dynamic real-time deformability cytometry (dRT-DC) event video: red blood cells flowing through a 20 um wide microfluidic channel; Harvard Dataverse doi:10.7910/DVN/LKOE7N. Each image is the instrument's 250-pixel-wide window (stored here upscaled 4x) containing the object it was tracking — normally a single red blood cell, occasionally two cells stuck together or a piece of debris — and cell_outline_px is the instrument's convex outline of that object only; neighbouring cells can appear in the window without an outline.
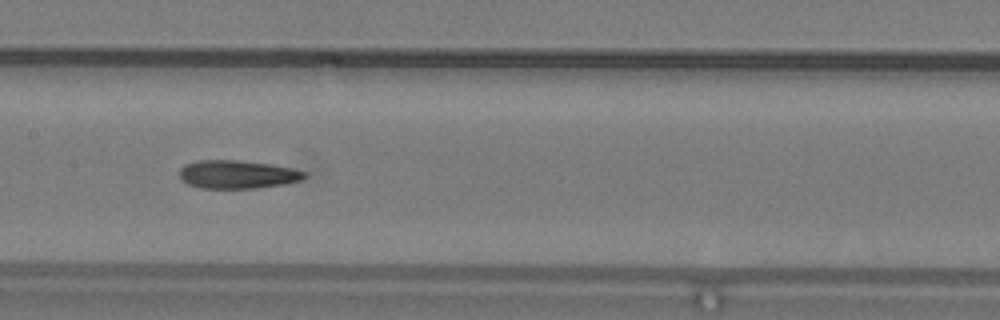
{"species": "common noctule bat (a hibernating species)", "species_latin": "Nyctalus noctula", "temperature_condition": "warm", "stored_images_in_passage": 35, "camera_frame_rate_fps": 3000, "um_per_image_px": 0.085, "animal": {"sex": "male", "body_mass_g": 19.2, "forearm_length_mm": 51.8}, "frame": {"image": 1, "passage_image": 11, "time_ms": 3.333, "image_size_px": [1000, 320], "cell_outline_px": [[308, 176], [300, 180], [284, 184], [256, 188], [200, 188], [188, 184], [180, 180], [180, 168], [184, 164], [196, 160], [236, 160], [268, 164], [292, 168], [308, 172]], "centroid_in_image_um": [20.16, 14.82], "position_along_channel_um": 187.2, "area_um2": 20.69}}
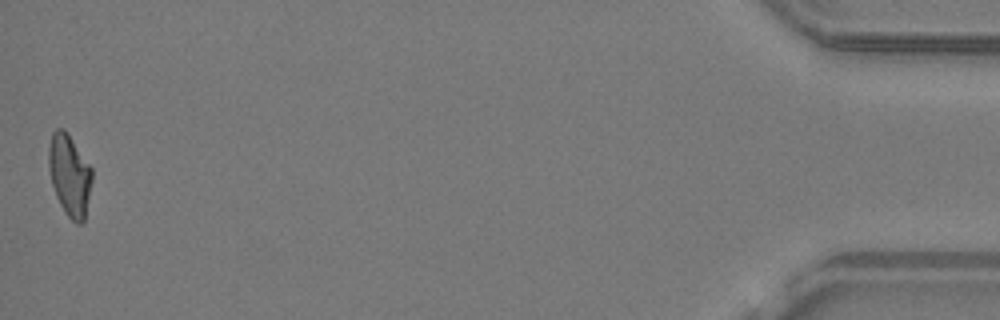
{"frame": {"image": 2, "passage_image": 35, "time_ms": 11.333, "image_size_px": [1000, 320], "cell_outline_px": [[92, 180], [84, 220], [80, 224], [76, 224], [64, 212], [56, 196], [52, 184], [48, 168], [48, 148], [52, 132], [56, 128], [64, 128], [68, 132], [92, 168]], "centroid_in_image_um": [5.9, 14.85], "position_along_channel_um": 429.3, "area_um2": 20.75}, "authors_computed_cell_mechanics": {"area_um2": 20.7502, "velocity_mm_per_s": 4.2203, "shape_relaxation_time_tau1_ms": 10.5387, "shape_relaxation_time_tau2_ms": 2.2428, "deformation_change_tau1": 0.272, "deformation_change_tau2": 0.1131}}